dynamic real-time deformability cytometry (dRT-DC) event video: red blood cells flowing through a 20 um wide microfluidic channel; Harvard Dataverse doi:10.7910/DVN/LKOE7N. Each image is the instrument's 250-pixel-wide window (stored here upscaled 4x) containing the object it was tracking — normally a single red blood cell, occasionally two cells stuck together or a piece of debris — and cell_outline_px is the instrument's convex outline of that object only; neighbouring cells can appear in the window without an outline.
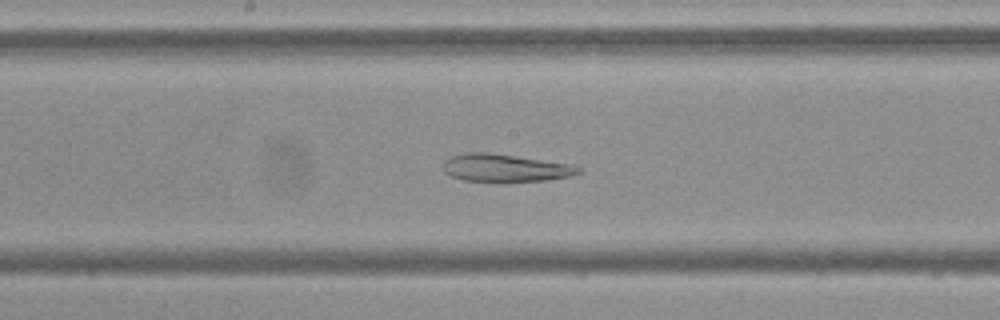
{"species": "Egyptian fruit bat (a non-hibernating species)", "species_latin": "Rousettus aegyptiacus", "temperature_condition": "cold", "stored_images_in_passage": 54, "camera_frame_rate_fps": 3000, "um_per_image_px": 0.085, "frame": {"image": 1, "passage_image": 28, "time_ms": 9.0, "image_size_px": [1000, 320], "cell_outline_px": [[580, 172], [568, 176], [544, 180], [500, 184], [464, 180], [452, 176], [444, 172], [444, 160], [452, 156], [468, 152], [488, 152], [572, 164], [580, 168]], "centroid_in_image_um": [42.9, 14.3], "position_along_channel_um": 205.3, "area_um2": 22.25}}
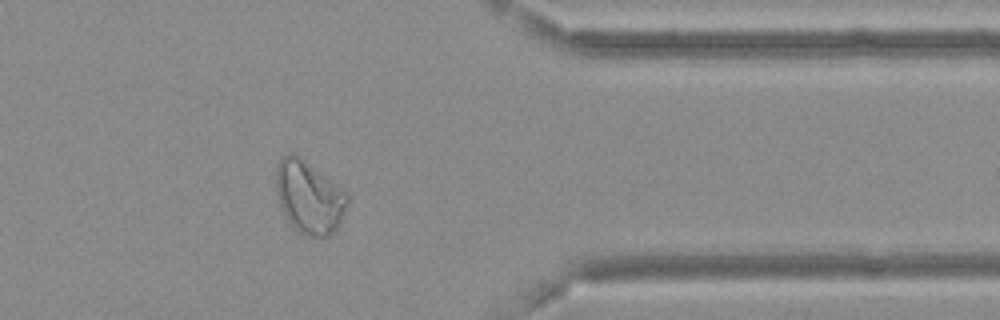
{"frame": {"image": 2, "passage_image": 44, "time_ms": 14.333, "image_size_px": [1000, 320], "cell_outline_px": [[348, 200], [344, 212], [336, 228], [328, 236], [308, 236], [300, 232], [288, 220], [280, 204], [276, 192], [276, 168], [280, 156], [288, 152], [296, 152], [340, 188], [348, 196]], "centroid_in_image_um": [26.22, 16.7], "position_along_channel_um": 385.2, "area_um2": 29.77}}
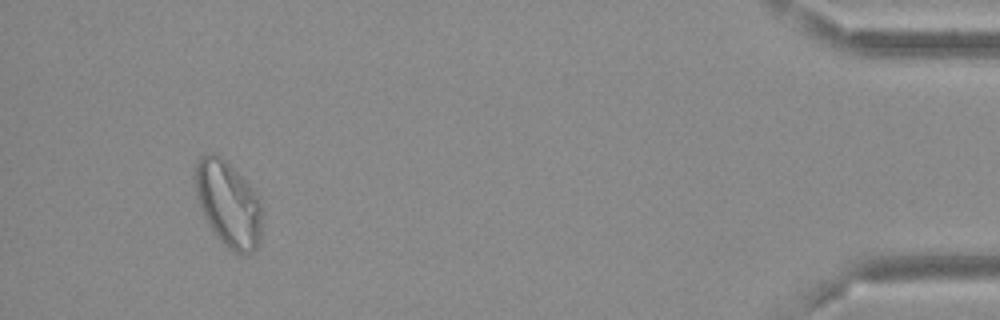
{"frame": {"image": 3, "passage_image": 51, "time_ms": 16.667, "image_size_px": [1000, 320], "cell_outline_px": [[264, 208], [260, 244], [252, 252], [244, 256], [240, 256], [228, 248], [216, 236], [200, 208], [196, 196], [196, 164], [200, 156], [208, 152], [216, 152], [252, 188], [260, 200]], "centroid_in_image_um": [19.45, 17.38], "position_along_channel_um": 415.8, "area_um2": 33.64}, "authors_computed_cell_mechanics": {"area_um2": 29.8248, "velocity_mm_per_s": 3.6467, "shape_relaxation_time_tau1_ms": null, "shape_relaxation_time_tau2_ms": 6.2073, "deformation_change_tau1": null, "deformation_change_tau2": 0.1474}}